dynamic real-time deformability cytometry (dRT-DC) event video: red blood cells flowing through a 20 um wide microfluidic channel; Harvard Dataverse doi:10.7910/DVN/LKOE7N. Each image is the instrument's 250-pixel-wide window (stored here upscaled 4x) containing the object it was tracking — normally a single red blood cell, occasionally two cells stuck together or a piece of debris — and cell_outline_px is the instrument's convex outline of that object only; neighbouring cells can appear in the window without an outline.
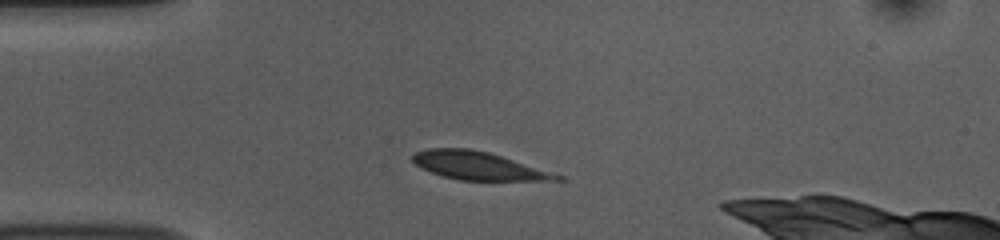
{"species": "common noctule bat (a hibernating species)", "species_latin": "Nyctalus noctula", "temperature_condition": "room temperature", "stored_images_in_passage": 37, "camera_frame_rate_fps": 3000, "um_per_image_px": 0.085, "animal": {"sex": "female", "body_mass_g": 10.0, "forearm_length_mm": 53.1}, "frame": {"image": 1, "passage_image": 1, "time_ms": 0.0, "image_size_px": [1000, 240], "cell_outline_px": [[564, 180], [460, 180], [444, 176], [432, 172], [416, 164], [412, 160], [412, 156], [416, 152], [428, 148], [468, 148], [488, 152], [564, 176]], "centroid_in_image_um": [40.64, 14.08], "position_along_channel_um": 44.4, "area_um2": 23.06}}
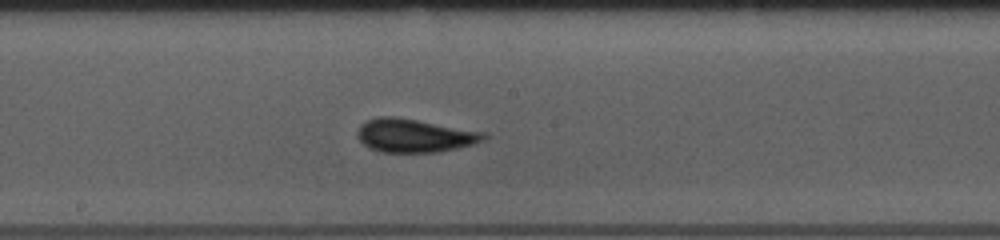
{"frame": {"image": 2, "passage_image": 16, "time_ms": 5.0, "image_size_px": [1000, 240], "cell_outline_px": [[488, 136], [484, 140], [472, 144], [440, 152], [380, 152], [364, 144], [360, 140], [356, 132], [360, 124], [368, 120], [380, 116], [392, 116], [416, 120], [484, 132]], "centroid_in_image_um": [35.21, 11.52], "position_along_channel_um": 213.0, "area_um2": 24.28}}
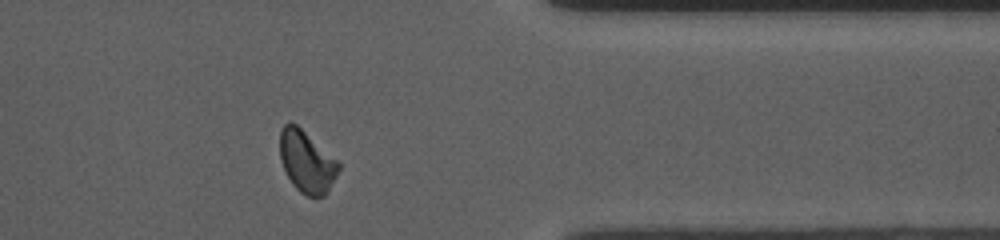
{"frame": {"image": 3, "passage_image": 31, "time_ms": 10.0, "image_size_px": [1000, 240], "cell_outline_px": [[340, 168], [336, 176], [324, 196], [316, 200], [300, 192], [292, 184], [284, 168], [280, 156], [280, 128], [284, 124], [296, 124], [336, 160], [340, 164]], "centroid_in_image_um": [26.06, 13.79], "position_along_channel_um": 385.3, "area_um2": 20.81}, "authors_computed_cell_mechanics": {"area_um2": 23.0622, "velocity_mm_per_s": 3.7385, "shape_relaxation_time_tau1_ms": 5.8958, "shape_relaxation_time_tau2_ms": null, "deformation_change_tau1": 0.1405, "deformation_change_tau2": null}}